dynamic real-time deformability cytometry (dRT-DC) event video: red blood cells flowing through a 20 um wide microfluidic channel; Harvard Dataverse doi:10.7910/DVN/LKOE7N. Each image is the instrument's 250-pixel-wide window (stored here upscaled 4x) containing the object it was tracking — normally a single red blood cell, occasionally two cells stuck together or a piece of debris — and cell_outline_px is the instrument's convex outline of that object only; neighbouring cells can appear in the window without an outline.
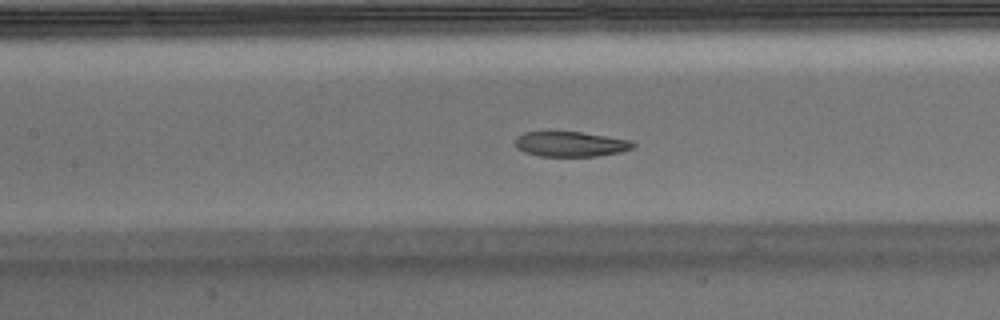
{"species": "Egyptian fruit bat (a non-hibernating species)", "species_latin": "Rousettus aegyptiacus", "temperature_condition": "warm", "stored_images_in_passage": 54, "camera_frame_rate_fps": 3000, "um_per_image_px": 0.085, "animal": {"sex": "male"}, "frame": {"image": 1, "passage_image": 24, "time_ms": 7.667, "image_size_px": [1000, 320], "cell_outline_px": [[636, 144], [632, 148], [620, 152], [596, 156], [540, 156], [524, 152], [516, 148], [516, 136], [524, 132], [580, 132], [632, 140]], "centroid_in_image_um": [48.5, 12.25], "position_along_channel_um": 158.9, "area_um2": 17.17}, "authors_computed_cell_mechanics": {"area_um2": 18.9006, "velocity_mm_per_s": 3.7504, "shape_relaxation_time_tau1_ms": 7.5643, "shape_relaxation_time_tau2_ms": 4.2472, "deformation_change_tau1": 0.2178, "deformation_change_tau2": 0.0764}}